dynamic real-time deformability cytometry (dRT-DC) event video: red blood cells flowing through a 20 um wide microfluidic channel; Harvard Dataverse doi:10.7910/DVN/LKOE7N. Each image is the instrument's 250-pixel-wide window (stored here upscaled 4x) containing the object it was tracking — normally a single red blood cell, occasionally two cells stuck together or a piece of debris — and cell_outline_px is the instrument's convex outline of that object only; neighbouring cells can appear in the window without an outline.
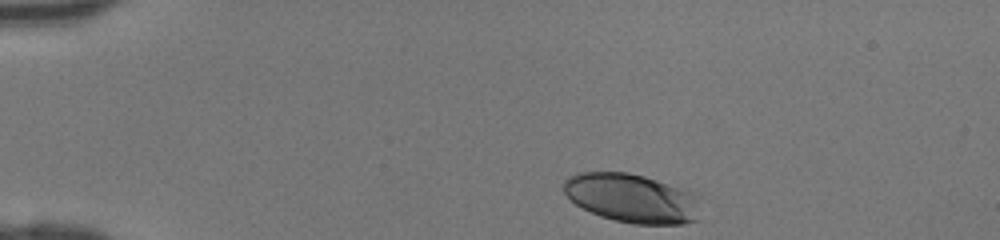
{"species": "human", "species_latin": "Homo sapiens", "temperature_condition": "room temperature", "stored_images_in_passage": 33, "camera_frame_rate_fps": 3000, "um_per_image_px": 0.085, "donor": {"sex": "female"}, "frame": {"image": 1, "passage_image": 1, "time_ms": 0.0, "image_size_px": [1000, 240], "cell_outline_px": [[696, 220], [684, 224], [636, 224], [616, 220], [600, 216], [576, 204], [564, 192], [564, 180], [568, 176], [580, 172], [628, 172], [644, 176], [692, 192]], "centroid_in_image_um": [53.61, 16.83], "position_along_channel_um": 31.4, "area_um2": 38.03}}
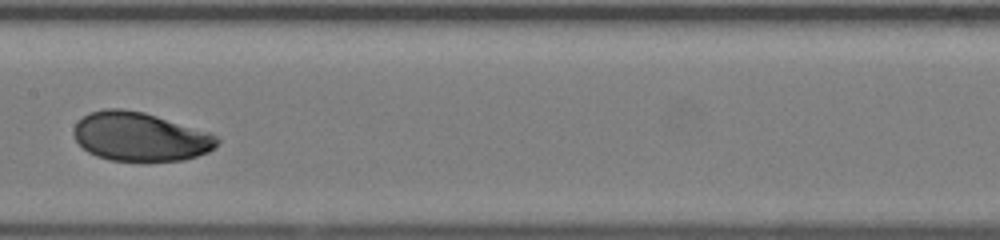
{"frame": {"image": 2, "passage_image": 17, "time_ms": 5.333, "image_size_px": [1000, 240], "cell_outline_px": [[220, 140], [208, 152], [184, 160], [112, 160], [96, 156], [88, 152], [76, 140], [72, 132], [72, 128], [88, 112], [104, 108], [120, 108], [144, 112], [212, 132]], "centroid_in_image_um": [11.9, 11.59], "position_along_channel_um": 195.5, "area_um2": 40.75}}
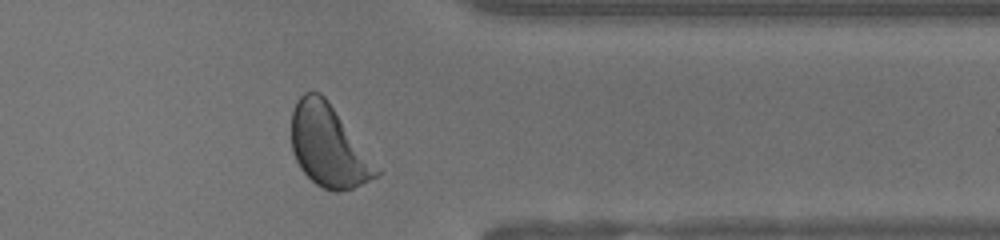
{"frame": {"image": 3, "passage_image": 30, "time_ms": 9.667, "image_size_px": [1000, 240], "cell_outline_px": [[380, 172], [376, 176], [352, 188], [336, 192], [332, 192], [316, 184], [300, 168], [296, 160], [292, 148], [292, 112], [296, 100], [304, 92], [320, 92], [328, 100]], "centroid_in_image_um": [27.86, 12.39], "position_along_channel_um": 383.5, "area_um2": 39.48}}